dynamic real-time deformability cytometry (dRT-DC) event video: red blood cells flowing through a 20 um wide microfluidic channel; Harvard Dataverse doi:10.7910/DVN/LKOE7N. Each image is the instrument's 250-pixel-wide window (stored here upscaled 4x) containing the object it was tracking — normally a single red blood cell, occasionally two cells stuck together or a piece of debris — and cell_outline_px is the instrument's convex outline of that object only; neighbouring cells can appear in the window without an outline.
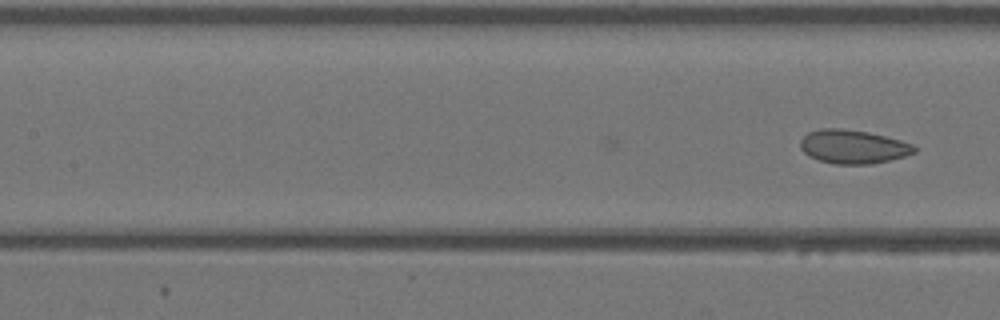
{"species": "Egyptian fruit bat (a non-hibernating species)", "species_latin": "Rousettus aegyptiacus", "temperature_condition": "warm", "stored_images_in_passage": 19, "camera_frame_rate_fps": 3000, "um_per_image_px": 0.085, "animal": {"sex": "female"}, "frame": {"image": 1, "passage_image": 19, "time_ms": 6.0, "image_size_px": [1000, 320], "cell_outline_px": [[916, 152], [904, 156], [872, 164], [836, 164], [820, 160], [808, 156], [800, 148], [800, 140], [808, 132], [820, 128], [840, 128], [868, 132], [900, 140], [912, 144], [916, 148]], "centroid_in_image_um": [72.48, 12.46], "position_along_channel_um": 134.9, "area_um2": 22.31}}